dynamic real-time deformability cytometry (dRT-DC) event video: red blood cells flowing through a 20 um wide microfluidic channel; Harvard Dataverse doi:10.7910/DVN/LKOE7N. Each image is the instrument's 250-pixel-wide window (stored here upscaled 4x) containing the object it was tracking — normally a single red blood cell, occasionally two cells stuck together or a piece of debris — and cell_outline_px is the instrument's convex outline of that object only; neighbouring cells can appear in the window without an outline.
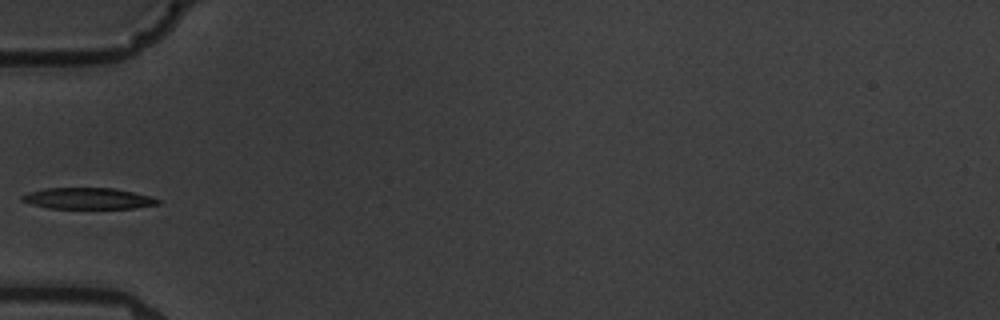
{"species": "common noctule bat (a hibernating species)", "species_latin": "Nyctalus noctula", "temperature_condition": "warm", "stored_images_in_passage": 4, "segment_of_instrument_passage": [2, 2], "camera_frame_rate_fps": 3000, "um_per_image_px": 0.085, "animal": {"sex": "male", "body_mass_g": 19.5, "forearm_length_mm": 54.6}, "frame": {"image": 1, "passage_image": 4, "time_ms": 3.333, "image_size_px": [1000, 320], "cell_outline_px": [[160, 204], [136, 208], [48, 208], [32, 204], [20, 200], [20, 196], [28, 192], [44, 188], [112, 188], [132, 192], [148, 196], [160, 200]], "centroid_in_image_um": [7.44, 16.87], "position_along_channel_um": 77.6, "area_um2": 16.7}}